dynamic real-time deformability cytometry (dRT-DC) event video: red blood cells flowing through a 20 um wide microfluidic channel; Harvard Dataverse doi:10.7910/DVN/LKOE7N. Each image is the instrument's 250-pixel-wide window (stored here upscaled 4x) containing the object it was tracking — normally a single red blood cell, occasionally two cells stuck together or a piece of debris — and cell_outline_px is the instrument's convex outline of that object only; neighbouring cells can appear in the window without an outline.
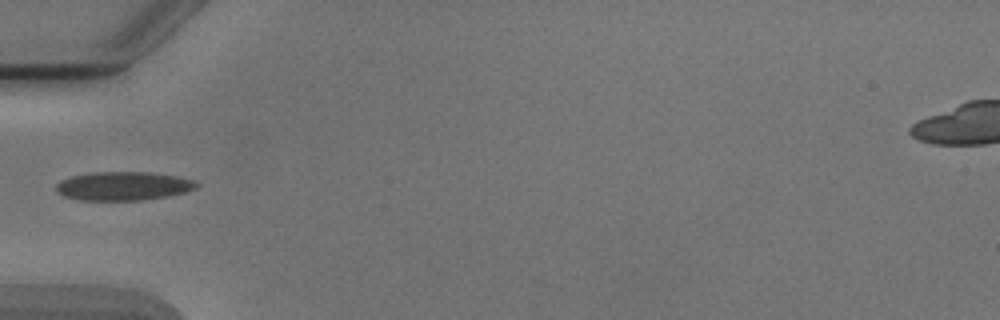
{"species": "Egyptian fruit bat (a non-hibernating species)", "species_latin": "Rousettus aegyptiacus", "temperature_condition": "cold", "stored_images_in_passage": 4, "camera_frame_rate_fps": 3000, "um_per_image_px": 0.085, "animal": {"sex": "male"}, "frame": {"image": 1, "passage_image": 4, "time_ms": 3.333, "image_size_px": [1000, 320], "cell_outline_px": [[200, 184], [196, 188], [184, 192], [168, 196], [140, 200], [80, 200], [64, 196], [56, 188], [56, 184], [60, 180], [72, 176], [92, 172], [152, 172], [176, 176], [192, 180]], "centroid_in_image_um": [10.48, 15.8], "position_along_channel_um": 74.5, "area_um2": 23.35}}